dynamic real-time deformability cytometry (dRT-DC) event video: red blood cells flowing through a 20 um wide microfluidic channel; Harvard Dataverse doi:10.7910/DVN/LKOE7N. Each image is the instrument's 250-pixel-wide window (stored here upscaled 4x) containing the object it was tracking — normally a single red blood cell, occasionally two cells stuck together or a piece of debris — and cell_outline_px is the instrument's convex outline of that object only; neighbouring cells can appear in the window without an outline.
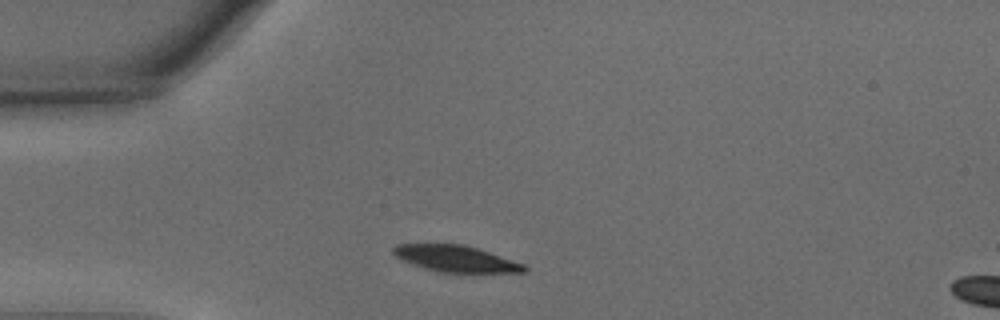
{"species": "common noctule bat (a hibernating species)", "species_latin": "Nyctalus noctula", "temperature_condition": "warm", "stored_images_in_passage": 36, "camera_frame_rate_fps": 3000, "um_per_image_px": 0.085, "animal": {"sex": "male", "body_mass_g": 15.6}, "frame": {"image": 1, "passage_image": 6, "time_ms": 1.667, "image_size_px": [1000, 320], "cell_outline_px": [[528, 268], [524, 272], [440, 272], [424, 268], [412, 264], [396, 256], [392, 252], [392, 248], [396, 244], [460, 244], [476, 248], [524, 264]], "centroid_in_image_um": [38.71, 21.98], "position_along_channel_um": 46.3, "area_um2": 19.71}}
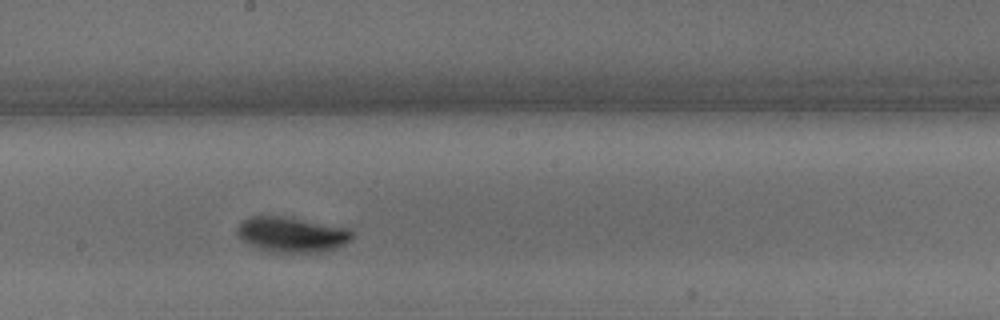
{"frame": {"image": 2, "passage_image": 22, "time_ms": 7.0, "image_size_px": [1000, 320], "cell_outline_px": [[352, 240], [336, 248], [308, 252], [280, 252], [260, 248], [248, 244], [236, 232], [236, 228], [244, 220], [252, 216], [288, 216], [352, 228]], "centroid_in_image_um": [24.85, 19.9], "position_along_channel_um": 223.3, "area_um2": 23.47}}
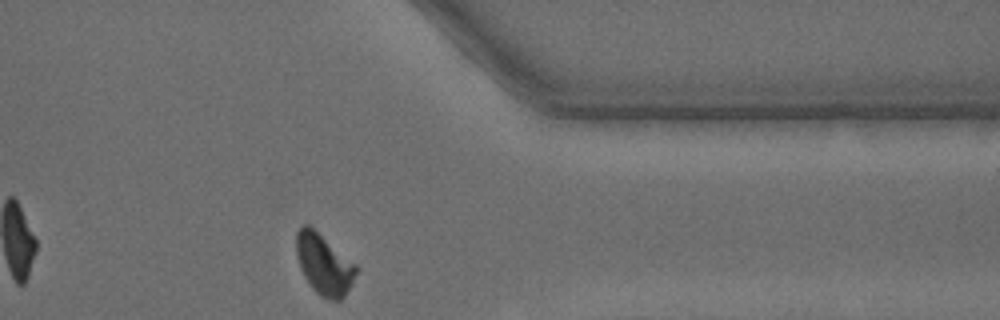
{"frame": {"image": 3, "passage_image": 36, "time_ms": 11.667, "image_size_px": [1000, 320], "cell_outline_px": [[356, 272], [352, 284], [344, 296], [340, 300], [332, 300], [320, 296], [312, 288], [304, 276], [300, 268], [296, 252], [296, 232], [304, 224], [308, 224], [356, 264]], "centroid_in_image_um": [27.52, 22.47], "position_along_channel_um": 383.9, "area_um2": 20.87}, "authors_computed_cell_mechanics": {"area_um2": 22.2241, "velocity_mm_per_s": 3.6723, "shape_relaxation_time_tau1_ms": 2.1166, "shape_relaxation_time_tau2_ms": null, "deformation_change_tau1": 0.1324, "deformation_change_tau2": null}}